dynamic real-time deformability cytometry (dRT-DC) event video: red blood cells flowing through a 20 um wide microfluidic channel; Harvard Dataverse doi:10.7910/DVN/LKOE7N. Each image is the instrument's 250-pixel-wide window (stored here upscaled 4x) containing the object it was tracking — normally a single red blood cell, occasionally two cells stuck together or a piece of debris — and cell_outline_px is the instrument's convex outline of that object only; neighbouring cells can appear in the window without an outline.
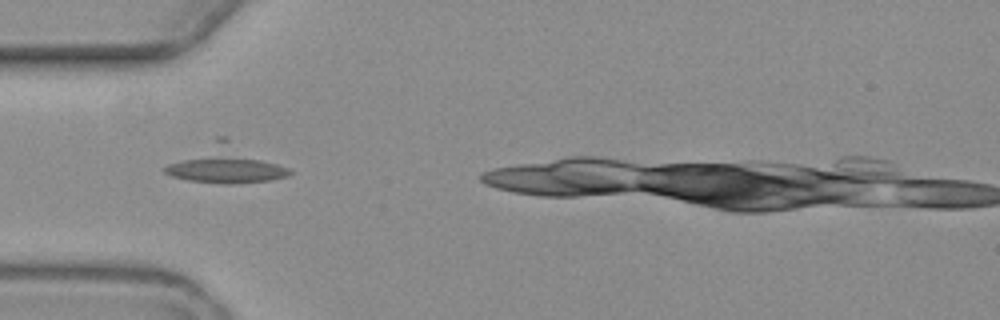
{"species": "common noctule bat (a hibernating species)", "species_latin": "Nyctalus noctula", "temperature_condition": "warm", "stored_images_in_passage": 2, "camera_frame_rate_fps": 3000, "um_per_image_px": 0.085, "animal": {"sex": "female", "body_mass_g": 19.3, "forearm_length_mm": 54.1}, "frame": {"image": 1, "passage_image": 1, "time_ms": 0.0, "image_size_px": [1000, 320], "cell_outline_px": [[292, 172], [288, 176], [268, 180], [232, 184], [224, 184], [188, 180], [172, 176], [164, 172], [164, 168], [168, 164], [184, 160], [216, 156], [228, 156], [260, 160], [276, 164], [288, 168]], "centroid_in_image_um": [19.22, 14.46], "position_along_channel_um": 65.8, "area_um2": 18.55}}